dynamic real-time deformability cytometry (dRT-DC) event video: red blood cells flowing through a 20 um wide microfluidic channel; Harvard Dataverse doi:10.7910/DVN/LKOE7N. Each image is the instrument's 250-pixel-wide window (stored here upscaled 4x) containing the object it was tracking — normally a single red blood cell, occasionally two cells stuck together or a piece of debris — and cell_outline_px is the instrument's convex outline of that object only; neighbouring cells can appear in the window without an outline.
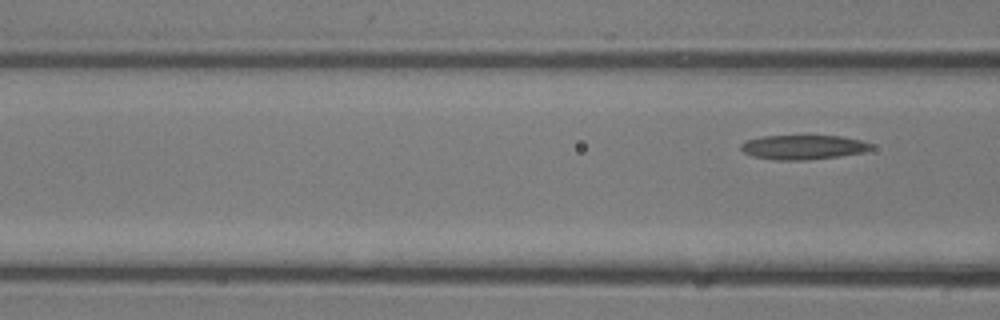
{"species": "common noctule bat (a hibernating species)", "species_latin": "Nyctalus noctula", "temperature_condition": "room temperature", "stored_images_in_passage": 5, "camera_frame_rate_fps": 3000, "um_per_image_px": 0.085, "animal": {"sex": "male", "body_mass_g": 13.3}, "frame": {"image": 1, "passage_image": 5, "time_ms": 1.333, "image_size_px": [1000, 320], "cell_outline_px": [[872, 148], [864, 152], [840, 156], [808, 160], [776, 160], [752, 156], [744, 152], [740, 148], [740, 144], [748, 140], [764, 136], [840, 136], [860, 140], [872, 144]], "centroid_in_image_um": [68.27, 12.52], "position_along_channel_um": 98.3, "area_um2": 18.44}}